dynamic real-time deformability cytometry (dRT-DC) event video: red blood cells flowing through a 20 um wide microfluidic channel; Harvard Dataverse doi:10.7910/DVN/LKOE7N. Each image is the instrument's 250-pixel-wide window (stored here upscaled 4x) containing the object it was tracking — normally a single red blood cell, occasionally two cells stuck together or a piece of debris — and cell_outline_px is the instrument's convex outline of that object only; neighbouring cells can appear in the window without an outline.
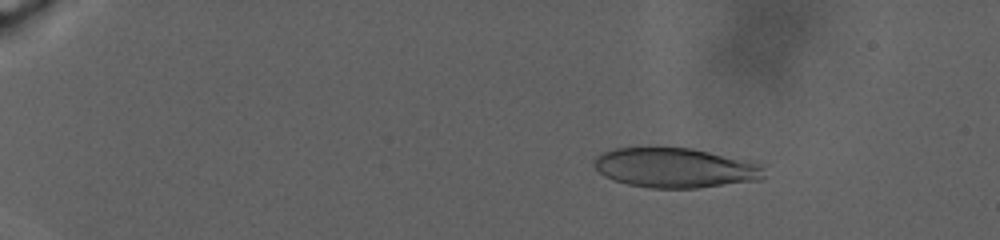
{"species": "human", "species_latin": "Homo sapiens", "temperature_condition": "warm", "stored_images_in_passage": 86, "camera_frame_rate_fps": 3000, "um_per_image_px": 0.085, "donor": {"sex": "male"}, "frame": {"image": 1, "passage_image": 41, "time_ms": 5.667, "image_size_px": [1000, 240], "cell_outline_px": [[764, 176], [760, 180], [696, 188], [652, 188], [628, 184], [604, 176], [592, 164], [596, 156], [600, 152], [612, 148], [652, 144], [688, 148], [756, 160], [764, 168]], "centroid_in_image_um": [57.38, 14.21], "position_along_channel_um": 27.6, "area_um2": 40.81}}
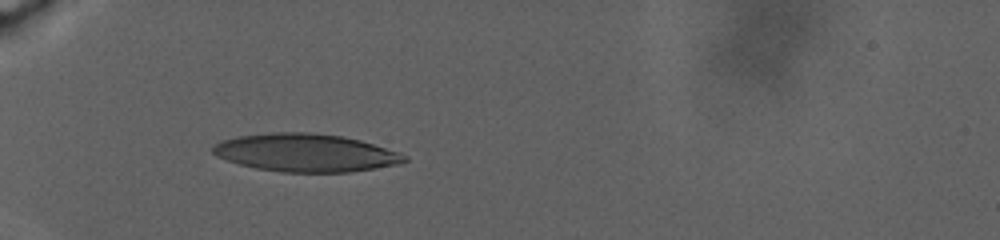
{"frame": {"image": 2, "passage_image": 85, "time_ms": 11.667, "image_size_px": [1000, 240], "cell_outline_px": [[408, 160], [400, 164], [376, 168], [348, 172], [280, 172], [256, 168], [240, 164], [216, 156], [212, 152], [212, 148], [220, 140], [236, 136], [272, 132], [308, 132], [340, 136], [360, 140], [408, 156]], "centroid_in_image_um": [25.95, 12.98], "position_along_channel_um": 59.1, "area_um2": 42.19}}